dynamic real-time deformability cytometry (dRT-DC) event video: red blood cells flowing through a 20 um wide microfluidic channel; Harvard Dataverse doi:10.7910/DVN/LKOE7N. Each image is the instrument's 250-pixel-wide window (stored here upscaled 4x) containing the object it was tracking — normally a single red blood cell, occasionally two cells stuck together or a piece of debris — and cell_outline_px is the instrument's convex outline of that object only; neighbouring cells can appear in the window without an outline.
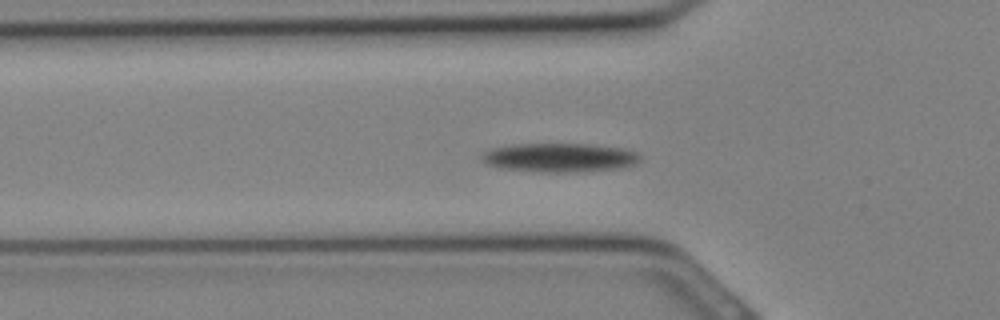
{"species": "Egyptian fruit bat (a non-hibernating species)", "species_latin": "Rousettus aegyptiacus", "temperature_condition": "cold", "stored_images_in_passage": 30, "camera_frame_rate_fps": 3000, "um_per_image_px": 0.085, "animal": {"sex": "female"}, "frame": {"image": 1, "passage_image": 7, "time_ms": 2.0, "image_size_px": [1000, 320], "cell_outline_px": [[640, 160], [632, 164], [620, 168], [584, 172], [536, 172], [496, 168], [484, 164], [480, 156], [484, 152], [492, 148], [512, 144], [592, 144], [624, 148], [636, 152], [640, 156]], "centroid_in_image_um": [47.51, 13.4], "position_along_channel_um": 78.3, "area_um2": 27.11}}
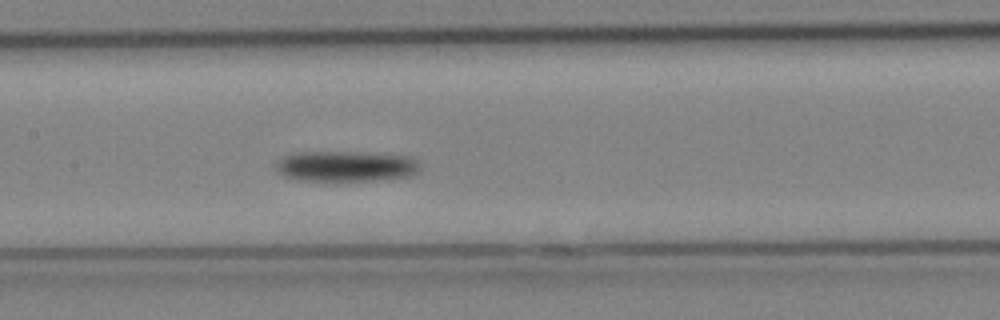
{"frame": {"image": 2, "passage_image": 12, "time_ms": 3.667, "image_size_px": [1000, 320], "cell_outline_px": [[420, 168], [416, 172], [408, 176], [376, 180], [340, 184], [324, 184], [300, 180], [284, 176], [276, 168], [276, 160], [284, 156], [296, 152], [356, 152], [408, 156], [416, 160], [420, 164]], "centroid_in_image_um": [29.34, 14.18], "position_along_channel_um": 178.1, "area_um2": 26.76}}
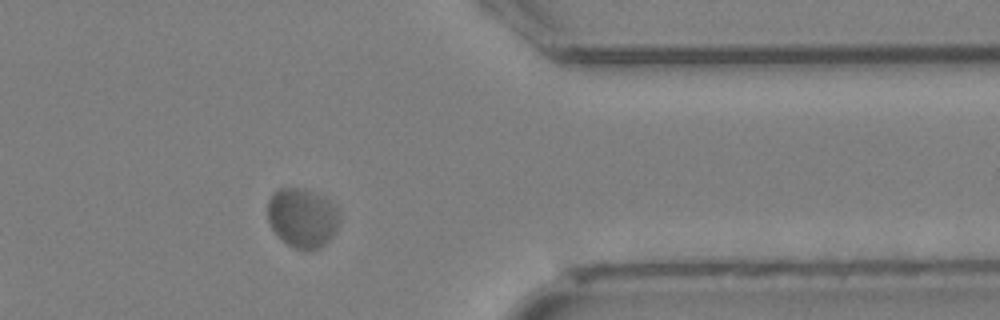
{"frame": {"image": 3, "passage_image": 23, "time_ms": 7.333, "image_size_px": [1000, 320], "cell_outline_px": [[340, 220], [332, 236], [320, 248], [304, 252], [288, 244], [272, 228], [268, 220], [268, 200], [272, 192], [276, 188], [304, 188], [328, 200], [340, 212]], "centroid_in_image_um": [25.69, 18.51], "position_along_channel_um": 385.7, "area_um2": 24.8}}